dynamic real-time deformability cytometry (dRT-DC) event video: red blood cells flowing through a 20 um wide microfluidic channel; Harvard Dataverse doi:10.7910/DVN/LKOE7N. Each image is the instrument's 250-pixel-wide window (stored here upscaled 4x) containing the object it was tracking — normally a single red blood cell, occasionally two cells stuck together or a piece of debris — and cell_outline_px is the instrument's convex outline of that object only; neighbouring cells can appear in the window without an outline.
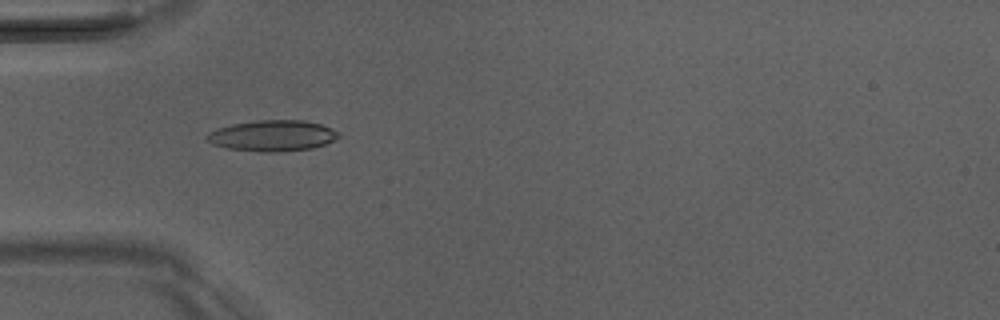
{"species": "Egyptian fruit bat (a non-hibernating species)", "species_latin": "Rousettus aegyptiacus", "temperature_condition": "room temperature", "stored_images_in_passage": 51, "camera_frame_rate_fps": 3000, "um_per_image_px": 0.085, "animal": {"sex": "male"}, "frame": {"image": 1, "passage_image": 16, "time_ms": 5.0, "image_size_px": [1000, 320], "cell_outline_px": [[340, 136], [324, 144], [312, 148], [272, 152], [260, 152], [228, 148], [212, 144], [204, 136], [208, 132], [216, 128], [232, 124], [256, 120], [304, 120], [320, 124], [332, 128], [340, 132]], "centroid_in_image_um": [23.13, 11.52], "position_along_channel_um": 61.9, "area_um2": 23.76}}
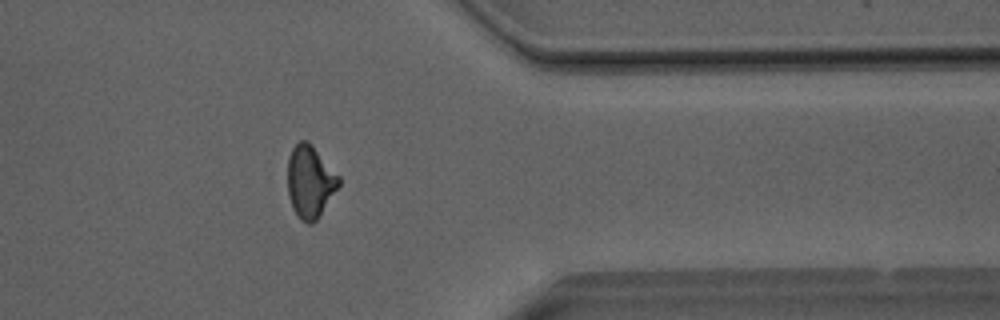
{"frame": {"image": 2, "passage_image": 41, "time_ms": 13.333, "image_size_px": [1000, 320], "cell_outline_px": [[340, 184], [316, 220], [312, 224], [308, 224], [300, 220], [292, 208], [288, 196], [288, 156], [292, 148], [300, 140], [308, 140], [312, 144], [340, 176]], "centroid_in_image_um": [26.34, 15.42], "position_along_channel_um": 385.1, "area_um2": 21.68}}
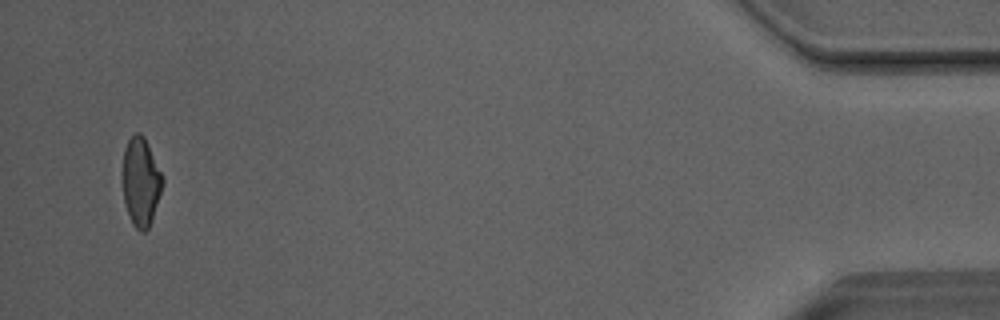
{"frame": {"image": 3, "passage_image": 49, "time_ms": 16.0, "image_size_px": [1000, 320], "cell_outline_px": [[164, 180], [152, 220], [148, 228], [144, 232], [140, 232], [132, 224], [124, 204], [124, 148], [128, 140], [136, 132], [140, 132], [144, 136], [164, 176]], "centroid_in_image_um": [11.99, 15.46], "position_along_channel_um": 423.2, "area_um2": 20.46}, "authors_computed_cell_mechanics": {"area_um2": 21.5594, "velocity_mm_per_s": 4.0587, "shape_relaxation_time_tau1_ms": 5.8544, "shape_relaxation_time_tau2_ms": 1.6652, "deformation_change_tau1": 0.1735, "deformation_change_tau2": 0.0795}}